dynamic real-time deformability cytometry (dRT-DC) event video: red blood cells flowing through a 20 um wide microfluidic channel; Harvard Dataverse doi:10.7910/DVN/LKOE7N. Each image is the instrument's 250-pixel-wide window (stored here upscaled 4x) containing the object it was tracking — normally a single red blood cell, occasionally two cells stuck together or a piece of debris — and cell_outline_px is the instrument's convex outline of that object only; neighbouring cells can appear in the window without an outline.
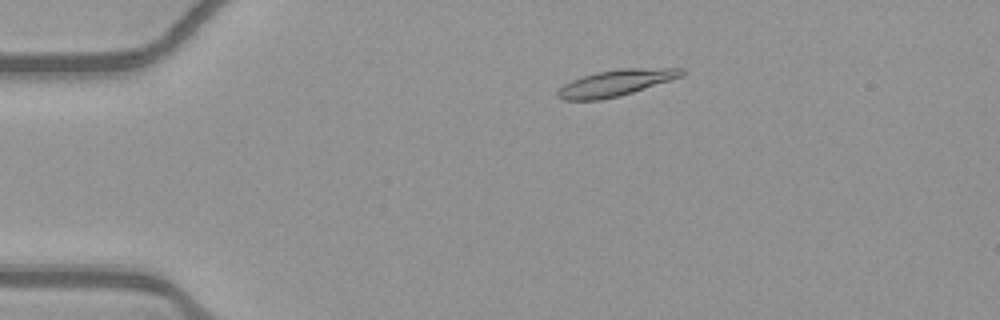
{"species": "common noctule bat (a hibernating species)", "species_latin": "Nyctalus noctula", "temperature_condition": "warm", "stored_images_in_passage": 53, "camera_frame_rate_fps": 3000, "um_per_image_px": 0.085, "animal": {"sex": "female", "body_mass_g": 21.9}, "frame": {"image": 1, "passage_image": 10, "time_ms": 3.0, "image_size_px": [1000, 320], "cell_outline_px": [[688, 72], [684, 76], [672, 80], [620, 96], [600, 100], [564, 100], [556, 96], [556, 92], [564, 84], [572, 80], [596, 72], [620, 68], [684, 68]], "centroid_in_image_um": [52.4, 7.04], "position_along_channel_um": 32.6, "area_um2": 19.19}}
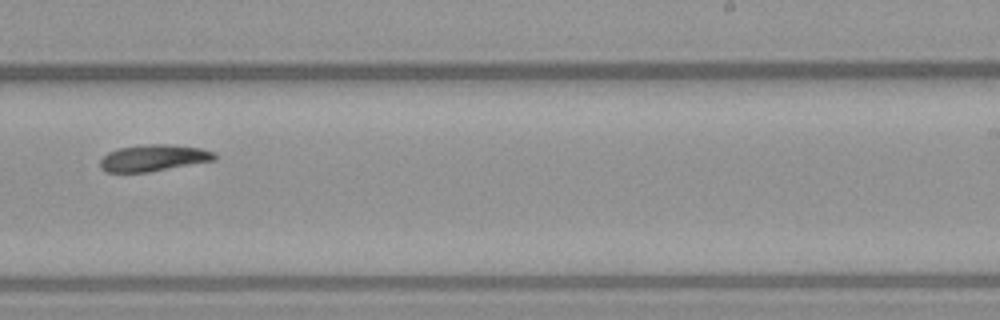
{"frame": {"image": 2, "passage_image": 33, "time_ms": 10.667, "image_size_px": [1000, 320], "cell_outline_px": [[216, 160], [148, 172], [104, 172], [100, 168], [100, 160], [108, 152], [120, 148], [148, 144], [168, 144], [200, 148], [216, 152]], "centroid_in_image_um": [13.05, 13.43], "position_along_channel_um": 275.9, "area_um2": 17.69}}
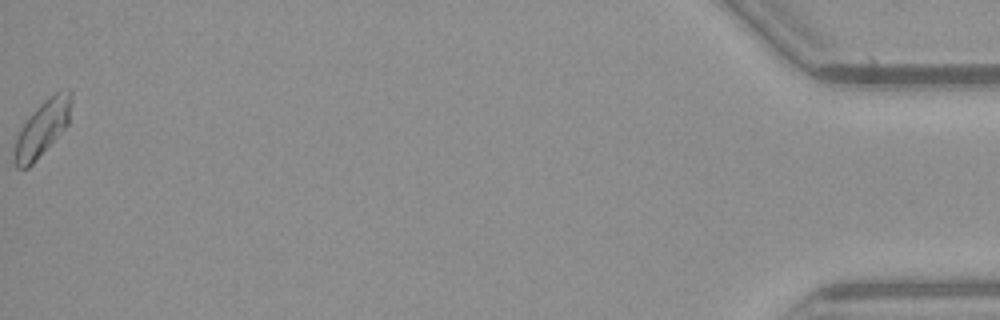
{"frame": {"image": 3, "passage_image": 53, "time_ms": 17.333, "image_size_px": [1000, 320], "cell_outline_px": [[72, 100], [68, 124], [32, 164], [28, 168], [16, 168], [12, 160], [12, 152], [20, 128], [32, 112], [44, 100], [56, 92], [68, 88], [72, 92]], "centroid_in_image_um": [3.57, 10.9], "position_along_channel_um": 431.6, "area_um2": 18.38}, "authors_computed_cell_mechanics": {"area_um2": 18.0914, "velocity_mm_per_s": 3.8681, "shape_relaxation_time_tau1_ms": 8.9728, "shape_relaxation_time_tau2_ms": null, "deformation_change_tau1": 0.1707, "deformation_change_tau2": null}}